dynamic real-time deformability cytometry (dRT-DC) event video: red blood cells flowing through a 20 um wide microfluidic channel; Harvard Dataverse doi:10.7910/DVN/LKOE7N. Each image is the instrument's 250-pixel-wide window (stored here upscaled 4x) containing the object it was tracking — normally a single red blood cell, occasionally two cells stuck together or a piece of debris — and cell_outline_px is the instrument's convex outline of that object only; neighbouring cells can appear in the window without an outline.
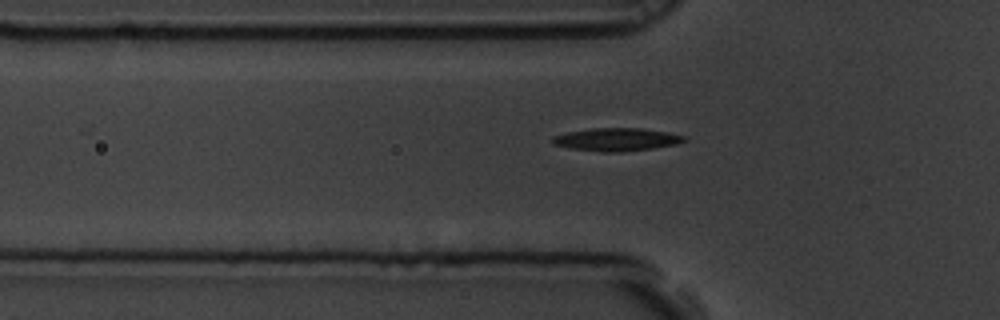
{"species": "common noctule bat (a hibernating species)", "species_latin": "Nyctalus noctula", "temperature_condition": "room temperature", "stored_images_in_passage": 39, "camera_frame_rate_fps": 3000, "um_per_image_px": 0.085, "animal": {"sex": "male", "body_mass_g": 19.5, "forearm_length_mm": 54.6}, "frame": {"image": 1, "passage_image": 6, "time_ms": 1.667, "image_size_px": [1000, 320], "cell_outline_px": [[688, 140], [676, 144], [652, 148], [620, 152], [604, 152], [572, 148], [552, 144], [552, 136], [568, 132], [592, 128], [640, 128], [664, 132], [684, 136]], "centroid_in_image_um": [52.38, 11.85], "position_along_channel_um": 73.4, "area_um2": 17.34}}
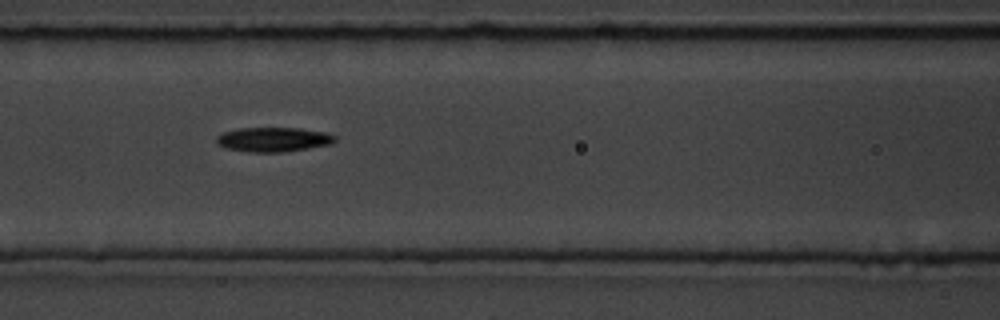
{"frame": {"image": 2, "passage_image": 12, "time_ms": 3.667, "image_size_px": [1000, 320], "cell_outline_px": [[336, 140], [332, 144], [308, 148], [280, 152], [248, 152], [228, 148], [220, 144], [216, 140], [216, 136], [224, 132], [240, 128], [300, 128], [324, 132], [336, 136]], "centroid_in_image_um": [23.27, 11.85], "position_along_channel_um": 143.3, "area_um2": 16.7}}
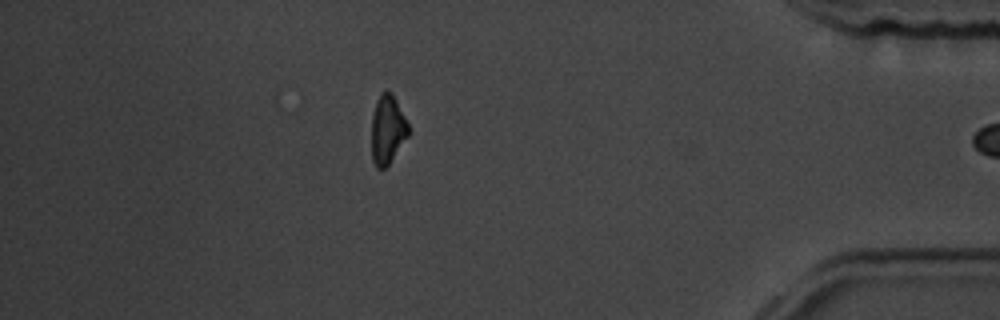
{"frame": {"image": 3, "passage_image": 38, "time_ms": 12.333, "image_size_px": [1000, 320], "cell_outline_px": [[408, 136], [388, 164], [384, 168], [376, 168], [372, 160], [372, 116], [376, 100], [380, 92], [392, 92], [408, 124]], "centroid_in_image_um": [32.92, 11.0], "position_along_channel_um": 402.3, "area_um2": 14.57}}